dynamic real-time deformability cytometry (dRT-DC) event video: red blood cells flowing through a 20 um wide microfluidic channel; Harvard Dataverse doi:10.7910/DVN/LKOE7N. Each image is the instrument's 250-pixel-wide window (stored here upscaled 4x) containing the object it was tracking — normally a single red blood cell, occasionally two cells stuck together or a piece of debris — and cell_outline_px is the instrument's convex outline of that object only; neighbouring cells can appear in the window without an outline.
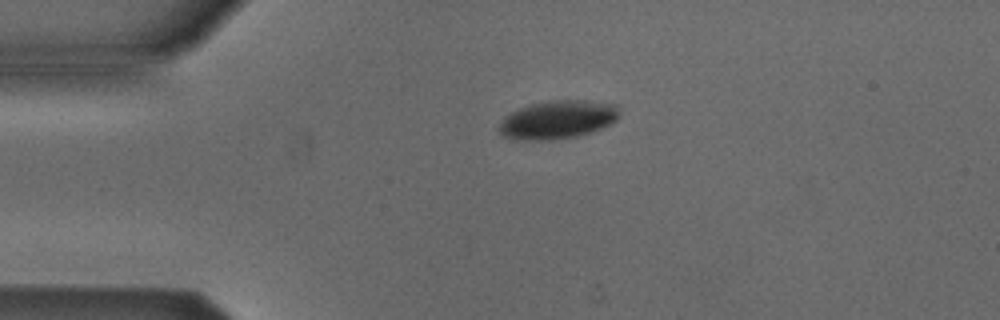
{"species": "Egyptian fruit bat (a non-hibernating species)", "species_latin": "Rousettus aegyptiacus", "temperature_condition": "cold", "stored_images_in_passage": 4, "camera_frame_rate_fps": 3000, "um_per_image_px": 0.085, "animal": {"sex": "male"}, "frame": {"image": 1, "passage_image": 2, "time_ms": 1.0, "image_size_px": [1000, 320], "cell_outline_px": [[620, 116], [616, 120], [592, 132], [576, 136], [552, 140], [524, 140], [504, 136], [496, 128], [504, 116], [520, 108], [532, 104], [548, 100], [588, 100], [620, 104]], "centroid_in_image_um": [47.44, 10.15], "position_along_channel_um": 37.6, "area_um2": 27.11}}